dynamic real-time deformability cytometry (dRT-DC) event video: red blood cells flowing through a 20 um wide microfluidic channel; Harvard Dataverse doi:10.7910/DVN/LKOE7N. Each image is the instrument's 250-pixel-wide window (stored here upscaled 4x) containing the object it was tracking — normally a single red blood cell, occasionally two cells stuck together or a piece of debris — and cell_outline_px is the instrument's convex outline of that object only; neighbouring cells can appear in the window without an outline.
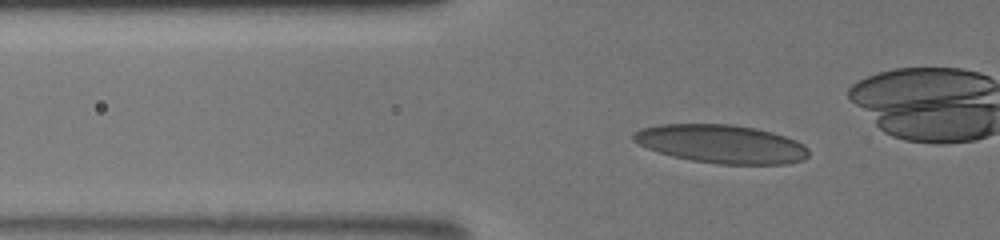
{"species": "human", "species_latin": "Homo sapiens", "temperature_condition": "room temperature", "stored_images_in_passage": 40, "camera_frame_rate_fps": 3000, "um_per_image_px": 0.085, "donor": {"sex": "male"}, "frame": {"image": 1, "passage_image": 18, "time_ms": 5.667, "image_size_px": [1000, 240], "cell_outline_px": [[808, 156], [804, 160], [788, 164], [720, 164], [692, 160], [672, 156], [648, 148], [632, 140], [632, 132], [640, 128], [660, 124], [732, 124], [756, 128], [772, 132], [796, 140], [804, 144], [808, 148]], "centroid_in_image_um": [61.32, 12.23], "position_along_channel_um": 64.5, "area_um2": 39.36}}
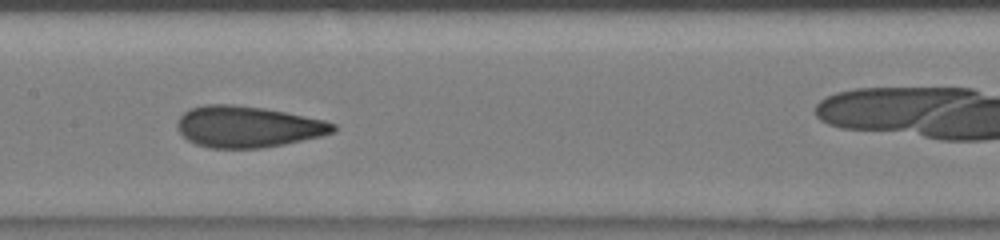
{"frame": {"image": 2, "passage_image": 28, "time_ms": 9.0, "image_size_px": [1000, 240], "cell_outline_px": [[336, 132], [320, 136], [284, 144], [260, 148], [208, 148], [196, 144], [188, 140], [176, 128], [176, 124], [180, 116], [184, 112], [192, 108], [204, 104], [232, 104], [264, 108], [324, 120], [336, 124]], "centroid_in_image_um": [21.04, 10.77], "position_along_channel_um": 186.4, "area_um2": 37.45}}
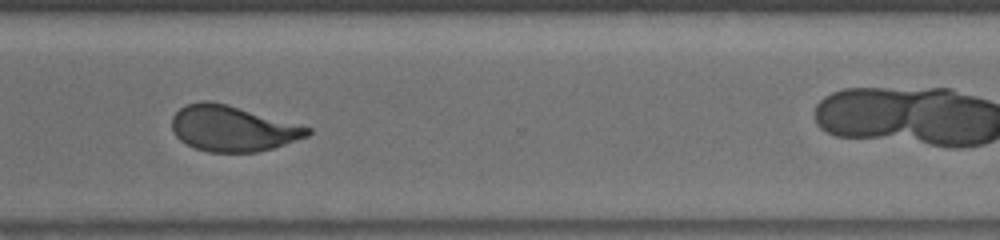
{"frame": {"image": 3, "passage_image": 40, "time_ms": 13.0, "image_size_px": [1000, 240], "cell_outline_px": [[312, 132], [308, 136], [272, 148], [256, 152], [208, 152], [196, 148], [180, 140], [176, 136], [172, 128], [172, 116], [184, 104], [200, 100], [212, 100], [228, 104], [312, 128]], "centroid_in_image_um": [19.74, 10.9], "position_along_channel_um": 350.9, "area_um2": 36.13}}